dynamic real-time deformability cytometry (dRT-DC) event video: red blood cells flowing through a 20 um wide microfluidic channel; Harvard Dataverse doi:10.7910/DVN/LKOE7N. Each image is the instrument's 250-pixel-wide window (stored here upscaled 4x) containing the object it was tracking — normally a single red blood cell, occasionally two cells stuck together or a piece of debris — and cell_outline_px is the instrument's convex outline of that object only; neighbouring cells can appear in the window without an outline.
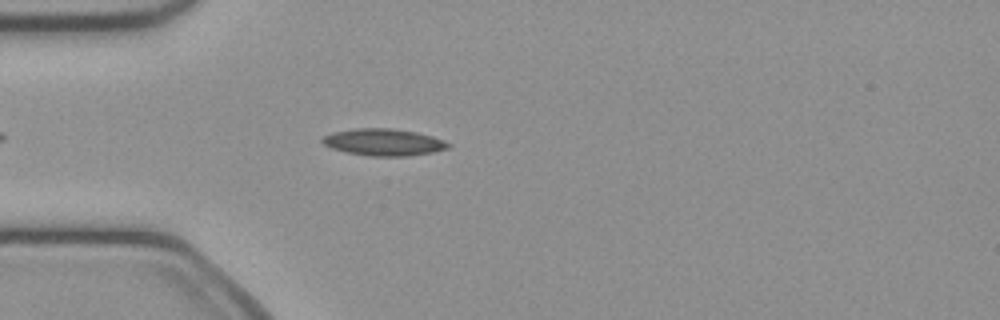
{"species": "common noctule bat (a hibernating species)", "species_latin": "Nyctalus noctula", "temperature_condition": "cold", "stored_images_in_passage": 38, "camera_frame_rate_fps": 3000, "um_per_image_px": 0.085, "animal": {"sex": "female", "body_mass_g": 21.9}, "frame": {"image": 1, "passage_image": 7, "time_ms": 2.0, "image_size_px": [1000, 320], "cell_outline_px": [[452, 144], [448, 148], [432, 152], [408, 156], [368, 156], [344, 152], [332, 148], [324, 144], [320, 140], [324, 136], [332, 132], [356, 128], [388, 128], [416, 132], [432, 136], [444, 140]], "centroid_in_image_um": [32.6, 12.09], "position_along_channel_um": 52.4, "area_um2": 19.77}}
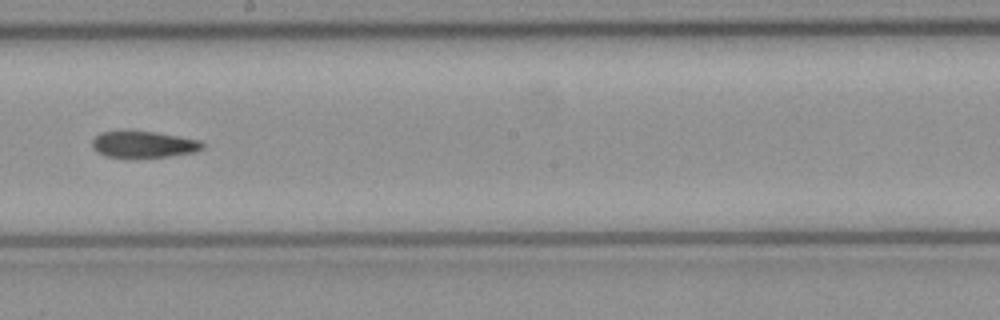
{"frame": {"image": 2, "passage_image": 21, "time_ms": 6.667, "image_size_px": [1000, 320], "cell_outline_px": [[204, 148], [196, 152], [168, 156], [104, 156], [96, 152], [92, 148], [92, 140], [100, 132], [128, 128], [156, 132], [200, 140], [204, 144]], "centroid_in_image_um": [12.16, 12.22], "position_along_channel_um": 236.0, "area_um2": 17.4}}
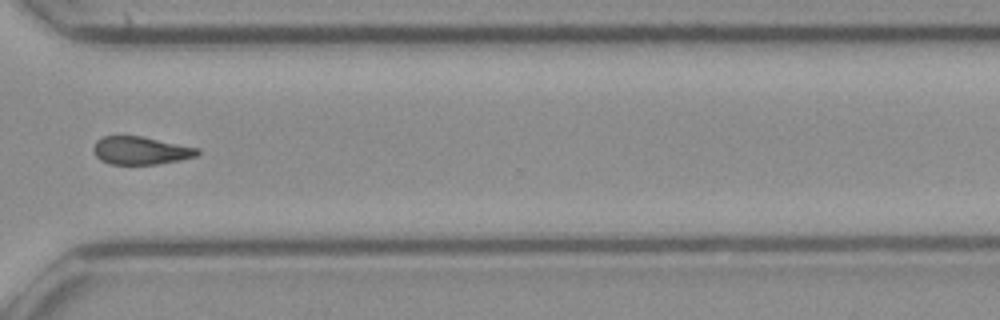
{"frame": {"image": 3, "passage_image": 30, "time_ms": 9.667, "image_size_px": [1000, 320], "cell_outline_px": [[200, 156], [180, 160], [156, 164], [108, 164], [100, 160], [96, 156], [92, 148], [96, 140], [104, 136], [140, 136], [200, 148]], "centroid_in_image_um": [11.97, 12.8], "position_along_channel_um": 358.6, "area_um2": 17.05}, "authors_computed_cell_mechanics": {"area_um2": 17.8602, "velocity_mm_per_s": 4.094, "shape_relaxation_time_tau1_ms": null, "shape_relaxation_time_tau2_ms": 11.0145, "deformation_change_tau1": null, "deformation_change_tau2": 0.2094}}